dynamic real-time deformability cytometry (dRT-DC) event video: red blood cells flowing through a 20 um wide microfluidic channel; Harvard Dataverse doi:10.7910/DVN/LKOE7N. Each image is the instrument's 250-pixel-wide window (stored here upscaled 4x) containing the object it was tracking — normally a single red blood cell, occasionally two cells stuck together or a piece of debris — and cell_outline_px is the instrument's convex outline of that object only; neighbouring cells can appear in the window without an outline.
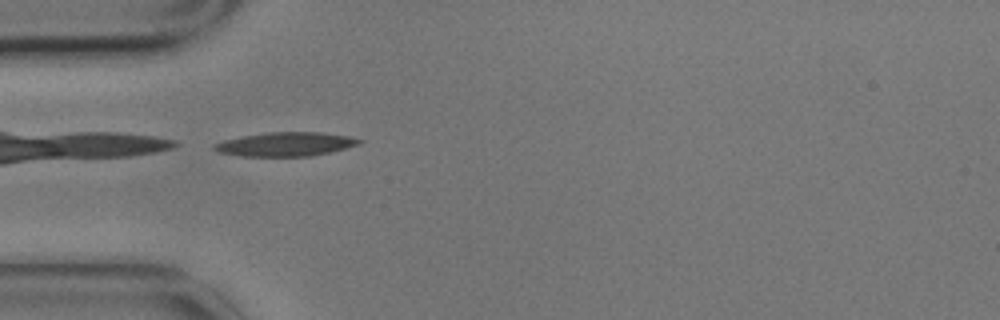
{"species": "common noctule bat (a hibernating species)", "species_latin": "Nyctalus noctula", "temperature_condition": "cold", "stored_images_in_passage": 6, "camera_frame_rate_fps": 3000, "um_per_image_px": 0.085, "animal": {"sex": "male", "body_mass_g": 17.9}, "frame": {"image": 1, "passage_image": 4, "time_ms": 1.0, "image_size_px": [1000, 320], "cell_outline_px": [[364, 140], [360, 144], [312, 156], [240, 156], [220, 152], [212, 148], [212, 144], [224, 140], [240, 136], [268, 132], [320, 132], [348, 136]], "centroid_in_image_um": [24.24, 12.25], "position_along_channel_um": 60.8, "area_um2": 20.17}}